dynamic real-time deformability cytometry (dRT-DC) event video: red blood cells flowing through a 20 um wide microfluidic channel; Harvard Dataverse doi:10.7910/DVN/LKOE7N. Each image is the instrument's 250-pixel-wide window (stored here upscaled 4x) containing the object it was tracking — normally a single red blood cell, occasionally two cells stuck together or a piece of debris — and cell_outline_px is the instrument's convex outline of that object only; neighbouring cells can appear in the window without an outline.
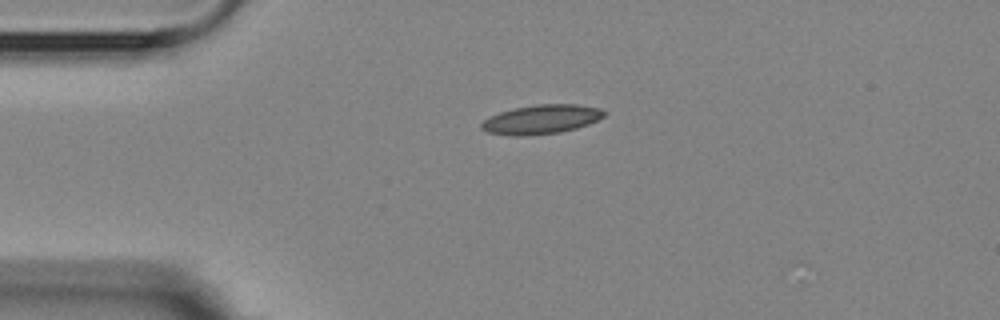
{"species": "Egyptian fruit bat (a non-hibernating species)", "species_latin": "Rousettus aegyptiacus", "temperature_condition": "room temperature", "stored_images_in_passage": 2, "camera_frame_rate_fps": 3000, "um_per_image_px": 0.085, "animal": {"sex": "female"}, "frame": {"image": 1, "passage_image": 1, "time_ms": 0.0, "image_size_px": [1000, 320], "cell_outline_px": [[608, 112], [604, 116], [588, 124], [576, 128], [560, 132], [528, 136], [508, 136], [488, 132], [480, 128], [480, 124], [484, 120], [500, 112], [516, 108], [536, 104], [576, 104], [600, 108]], "centroid_in_image_um": [46.02, 10.15], "position_along_channel_um": 39.0, "area_um2": 20.87}}